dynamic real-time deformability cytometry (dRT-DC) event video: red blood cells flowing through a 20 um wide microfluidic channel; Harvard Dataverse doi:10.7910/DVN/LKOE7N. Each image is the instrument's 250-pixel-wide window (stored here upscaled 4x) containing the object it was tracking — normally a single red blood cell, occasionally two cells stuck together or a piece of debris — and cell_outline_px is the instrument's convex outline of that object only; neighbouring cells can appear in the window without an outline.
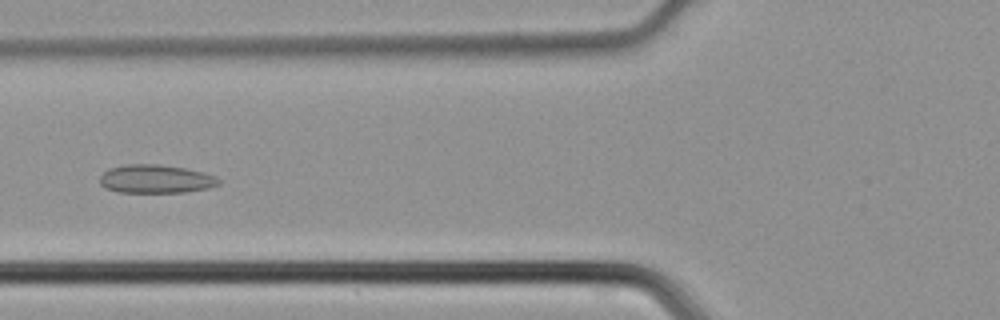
{"species": "common noctule bat (a hibernating species)", "species_latin": "Nyctalus noctula", "temperature_condition": "cold", "stored_images_in_passage": 46, "camera_frame_rate_fps": 3000, "um_per_image_px": 0.085, "animal": {"sex": "male", "body_mass_g": 21.5, "forearm_length_mm": 52.0}, "frame": {"image": 1, "passage_image": 18, "time_ms": 5.667, "image_size_px": [1000, 320], "cell_outline_px": [[220, 184], [208, 188], [188, 192], [116, 192], [104, 188], [100, 184], [100, 176], [108, 168], [128, 164], [160, 164], [184, 168], [204, 172], [216, 176], [220, 180]], "centroid_in_image_um": [13.24, 15.21], "position_along_channel_um": 112.6, "area_um2": 19.88}}
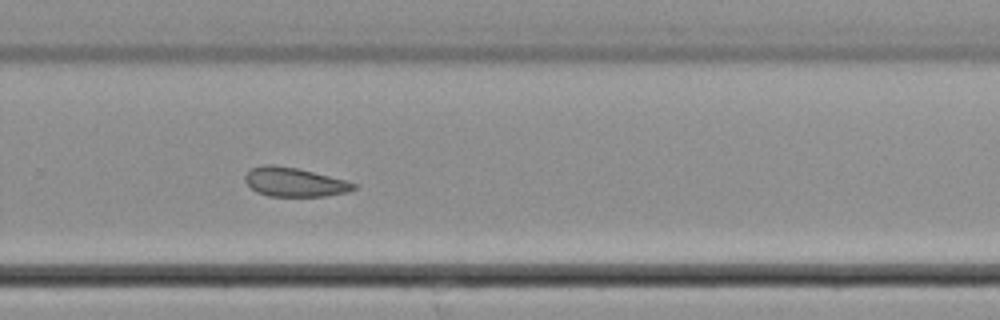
{"frame": {"image": 2, "passage_image": 31, "time_ms": 10.0, "image_size_px": [1000, 320], "cell_outline_px": [[356, 188], [348, 192], [324, 196], [268, 196], [256, 192], [244, 180], [244, 176], [252, 168], [264, 164], [272, 164], [296, 168], [344, 180], [356, 184]], "centroid_in_image_um": [24.99, 15.48], "position_along_channel_um": 304.8, "area_um2": 18.15}}
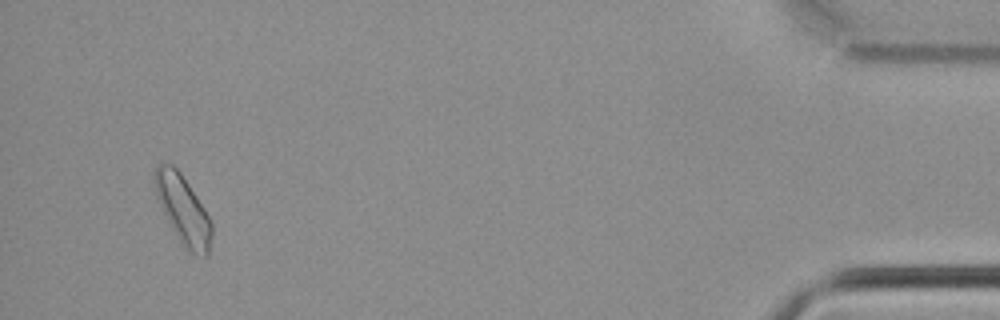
{"frame": {"image": 3, "passage_image": 44, "time_ms": 14.333, "image_size_px": [1000, 320], "cell_outline_px": [[212, 232], [208, 256], [196, 256], [188, 252], [184, 248], [168, 220], [156, 196], [152, 184], [152, 176], [156, 168], [160, 164], [172, 164], [180, 172], [204, 208], [212, 224]], "centroid_in_image_um": [15.54, 17.84], "position_along_channel_um": 419.7, "area_um2": 22.6}}